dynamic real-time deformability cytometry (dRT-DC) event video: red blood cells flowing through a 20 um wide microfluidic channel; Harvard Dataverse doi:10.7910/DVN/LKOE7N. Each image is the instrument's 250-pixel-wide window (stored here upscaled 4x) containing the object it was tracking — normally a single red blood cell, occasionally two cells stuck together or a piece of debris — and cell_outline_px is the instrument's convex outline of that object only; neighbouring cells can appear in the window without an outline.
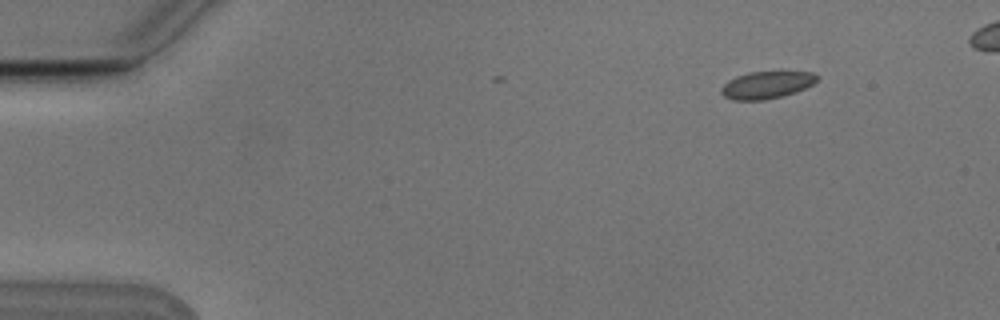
{"species": "Egyptian fruit bat (a non-hibernating species)", "species_latin": "Rousettus aegyptiacus", "temperature_condition": "cold", "stored_images_in_passage": 5, "camera_frame_rate_fps": 3000, "um_per_image_px": 0.085, "animal": {"sex": "male"}, "frame": {"image": 1, "passage_image": 1, "time_ms": 0.0, "image_size_px": [1000, 320], "cell_outline_px": [[820, 76], [812, 84], [796, 92], [764, 100], [732, 100], [724, 96], [720, 92], [720, 88], [728, 80], [736, 76], [748, 72], [812, 72]], "centroid_in_image_um": [65.13, 7.22], "position_along_channel_um": 19.9, "area_um2": 15.14}}